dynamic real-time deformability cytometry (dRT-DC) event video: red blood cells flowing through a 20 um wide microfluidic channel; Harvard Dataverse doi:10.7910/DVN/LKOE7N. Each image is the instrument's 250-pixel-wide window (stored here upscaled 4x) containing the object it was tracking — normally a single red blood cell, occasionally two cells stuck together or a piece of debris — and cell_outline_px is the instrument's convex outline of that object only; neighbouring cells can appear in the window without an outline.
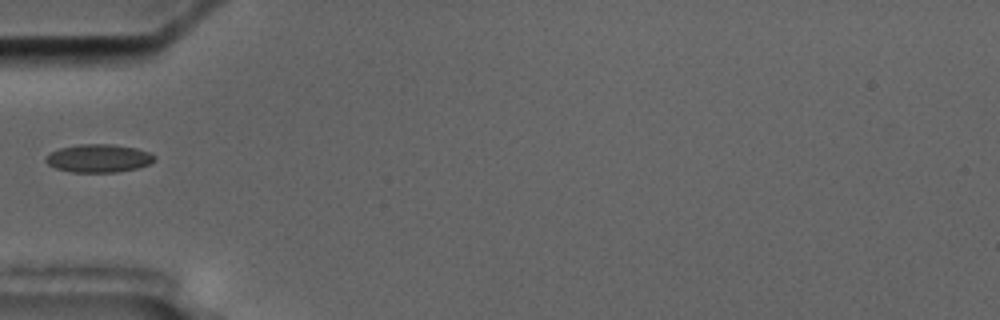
{"species": "common noctule bat (a hibernating species)", "species_latin": "Nyctalus noctula", "temperature_condition": "cold", "stored_images_in_passage": 5, "camera_frame_rate_fps": 3000, "um_per_image_px": 0.085, "animal": {"sex": "male", "body_mass_g": 17.5, "forearm_length_mm": 52.3}, "frame": {"image": 1, "passage_image": 5, "time_ms": 6.0, "image_size_px": [1000, 320], "cell_outline_px": [[156, 160], [148, 164], [136, 168], [116, 172], [72, 172], [56, 168], [48, 164], [44, 160], [52, 152], [60, 148], [80, 144], [112, 144], [136, 148], [148, 152], [156, 156]], "centroid_in_image_um": [8.4, 13.45], "position_along_channel_um": 76.6, "area_um2": 17.63}}